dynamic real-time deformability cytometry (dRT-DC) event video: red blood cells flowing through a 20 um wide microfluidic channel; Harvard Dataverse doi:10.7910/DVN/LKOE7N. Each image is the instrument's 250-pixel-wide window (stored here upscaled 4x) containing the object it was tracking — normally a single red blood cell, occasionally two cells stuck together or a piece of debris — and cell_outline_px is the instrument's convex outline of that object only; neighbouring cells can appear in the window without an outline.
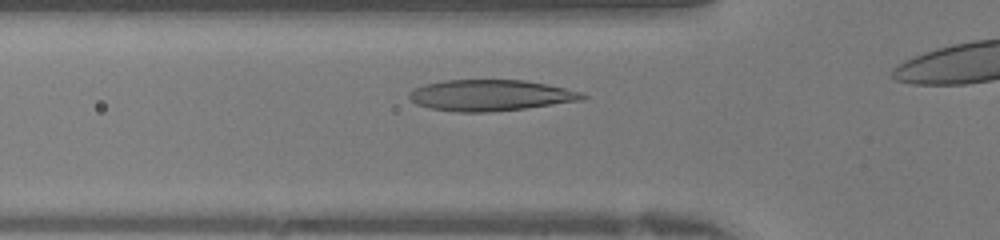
{"species": "human", "species_latin": "Homo sapiens", "temperature_condition": "warm", "stored_images_in_passage": 11, "camera_frame_rate_fps": 3000, "um_per_image_px": 0.085, "donor": {"sex": "female"}, "frame": {"image": 1, "passage_image": 4, "time_ms": 1.0, "image_size_px": [1000, 240], "cell_outline_px": [[588, 96], [580, 100], [524, 108], [492, 112], [460, 112], [428, 108], [416, 104], [408, 96], [408, 92], [412, 88], [424, 84], [444, 80], [524, 80], [564, 88], [580, 92]], "centroid_in_image_um": [41.6, 8.1], "position_along_channel_um": 84.2, "area_um2": 31.21}}
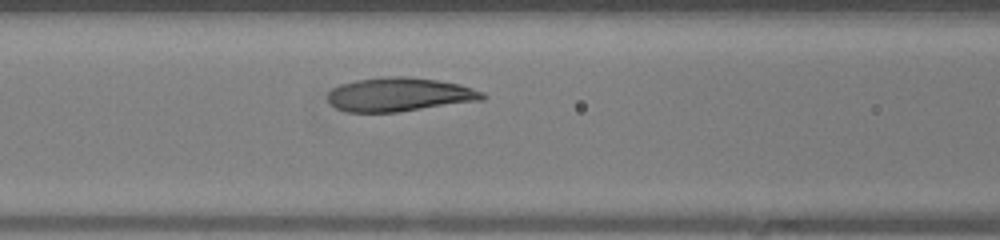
{"frame": {"image": 2, "passage_image": 7, "time_ms": 2.0, "image_size_px": [1000, 240], "cell_outline_px": [[488, 96], [484, 100], [400, 112], [348, 112], [336, 108], [328, 104], [328, 92], [332, 88], [340, 84], [356, 80], [384, 76], [408, 76], [436, 80], [460, 84], [484, 92]], "centroid_in_image_um": [33.96, 8.04], "position_along_channel_um": 132.6, "area_um2": 30.92}}
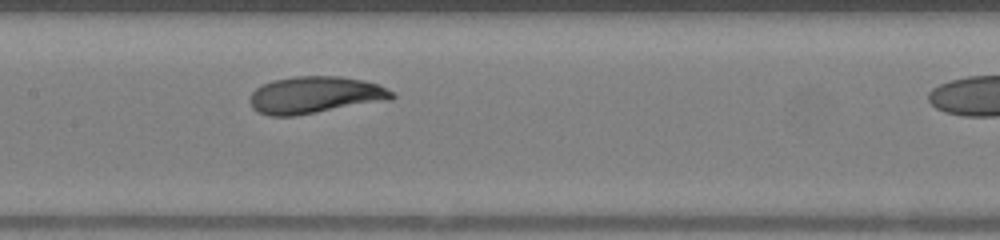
{"frame": {"image": 3, "passage_image": 10, "time_ms": 3.0, "image_size_px": [1000, 240], "cell_outline_px": [[396, 96], [392, 100], [296, 116], [268, 116], [256, 112], [252, 108], [252, 92], [256, 88], [272, 80], [292, 76], [340, 76], [364, 80], [376, 84], [392, 92]], "centroid_in_image_um": [26.79, 8.08], "position_along_channel_um": 180.6, "area_um2": 30.81}}